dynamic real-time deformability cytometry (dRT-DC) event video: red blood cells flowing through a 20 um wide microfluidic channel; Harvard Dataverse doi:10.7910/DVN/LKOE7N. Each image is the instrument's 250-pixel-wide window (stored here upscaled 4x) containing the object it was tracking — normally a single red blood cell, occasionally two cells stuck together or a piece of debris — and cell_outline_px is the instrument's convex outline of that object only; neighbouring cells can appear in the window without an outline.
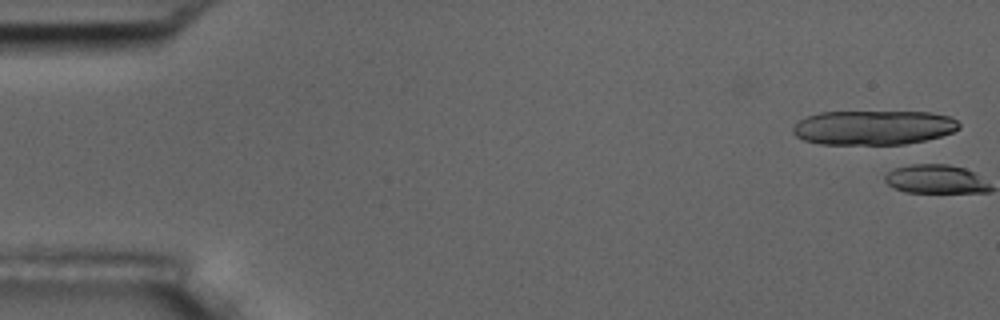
{"species": "common noctule bat (a hibernating species)", "species_latin": "Nyctalus noctula", "temperature_condition": "room temperature", "stored_images_in_passage": 6, "camera_frame_rate_fps": 3000, "um_per_image_px": 0.085, "animal": {"sex": "male", "body_mass_g": 17.5, "forearm_length_mm": 52.3}, "frame": {"image": 1, "passage_image": 1, "time_ms": 0.0, "image_size_px": [1000, 320], "cell_outline_px": [[960, 128], [952, 132], [940, 136], [924, 140], [904, 144], [820, 144], [804, 140], [796, 136], [792, 132], [792, 128], [800, 120], [808, 116], [820, 112], [928, 112], [948, 116], [956, 120], [960, 124]], "centroid_in_image_um": [74.23, 10.84], "position_along_channel_um": 10.8, "area_um2": 33.18}}